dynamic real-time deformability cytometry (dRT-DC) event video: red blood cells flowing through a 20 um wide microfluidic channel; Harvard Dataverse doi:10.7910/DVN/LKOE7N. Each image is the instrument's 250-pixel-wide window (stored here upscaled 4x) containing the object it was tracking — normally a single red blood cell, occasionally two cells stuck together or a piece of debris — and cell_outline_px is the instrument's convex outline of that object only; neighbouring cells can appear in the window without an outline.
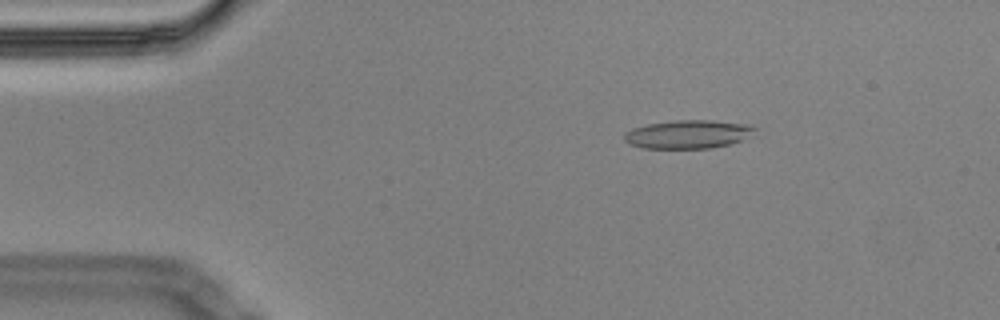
{"species": "Egyptian fruit bat (a non-hibernating species)", "species_latin": "Rousettus aegyptiacus", "temperature_condition": "cold", "stored_images_in_passage": 57, "camera_frame_rate_fps": 3000, "um_per_image_px": 0.085, "animal": {"sex": "male"}, "frame": {"image": 1, "passage_image": 9, "time_ms": 2.667, "image_size_px": [1000, 320], "cell_outline_px": [[756, 128], [744, 140], [712, 148], [640, 148], [628, 144], [624, 140], [624, 132], [632, 128], [648, 124], [676, 120], [712, 120], [752, 124]], "centroid_in_image_um": [58.46, 11.41], "position_along_channel_um": 26.5, "area_um2": 21.79}}
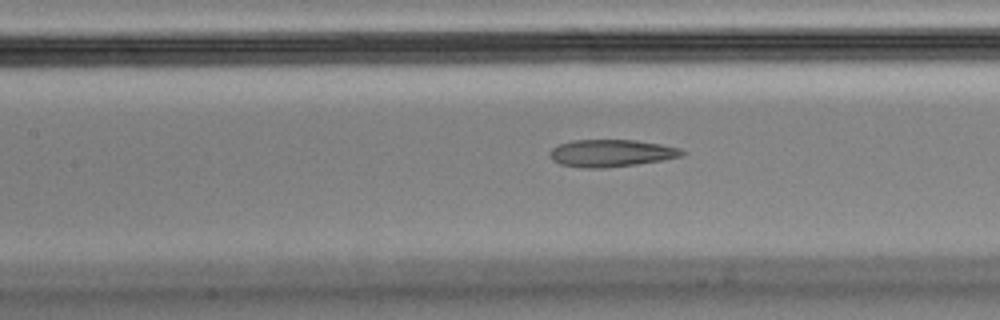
{"frame": {"image": 2, "passage_image": 25, "time_ms": 8.0, "image_size_px": [1000, 320], "cell_outline_px": [[688, 152], [680, 156], [660, 160], [636, 164], [604, 168], [584, 168], [560, 164], [552, 160], [548, 152], [552, 148], [560, 144], [572, 140], [636, 140], [660, 144], [680, 148]], "centroid_in_image_um": [51.93, 13.01], "position_along_channel_um": 155.5, "area_um2": 20.92}}
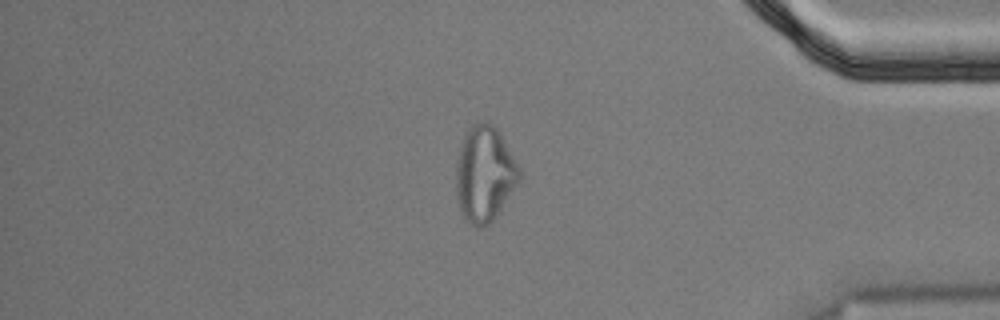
{"frame": {"image": 3, "passage_image": 48, "time_ms": 15.667, "image_size_px": [1000, 320], "cell_outline_px": [[520, 180], [496, 216], [488, 224], [480, 228], [476, 228], [460, 212], [456, 196], [456, 160], [460, 144], [468, 128], [472, 124], [480, 120], [484, 120], [492, 124], [500, 132], [520, 168]], "centroid_in_image_um": [41.17, 14.76], "position_along_channel_um": 394.0, "area_um2": 35.49}, "authors_computed_cell_mechanics": {"area_um2": 22.253, "velocity_mm_per_s": 3.4846, "shape_relaxation_time_tau1_ms": null, "shape_relaxation_time_tau2_ms": 2.9152, "deformation_change_tau1": null, "deformation_change_tau2": 0.1194}}